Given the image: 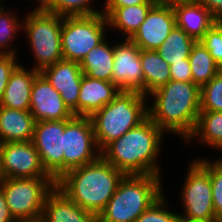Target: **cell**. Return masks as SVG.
<instances>
[{
    "mask_svg": "<svg viewBox=\"0 0 222 222\" xmlns=\"http://www.w3.org/2000/svg\"><path fill=\"white\" fill-rule=\"evenodd\" d=\"M165 132L149 117L109 143L101 156L125 175H162L158 160ZM160 161V163H159Z\"/></svg>",
    "mask_w": 222,
    "mask_h": 222,
    "instance_id": "cell-1",
    "label": "cell"
},
{
    "mask_svg": "<svg viewBox=\"0 0 222 222\" xmlns=\"http://www.w3.org/2000/svg\"><path fill=\"white\" fill-rule=\"evenodd\" d=\"M151 97L154 101L147 102L148 117L166 134H174L185 142L200 113V87L193 82L170 80L147 98Z\"/></svg>",
    "mask_w": 222,
    "mask_h": 222,
    "instance_id": "cell-2",
    "label": "cell"
},
{
    "mask_svg": "<svg viewBox=\"0 0 222 222\" xmlns=\"http://www.w3.org/2000/svg\"><path fill=\"white\" fill-rule=\"evenodd\" d=\"M124 176L100 156L87 165L65 172L56 181V187L70 200L98 217Z\"/></svg>",
    "mask_w": 222,
    "mask_h": 222,
    "instance_id": "cell-3",
    "label": "cell"
},
{
    "mask_svg": "<svg viewBox=\"0 0 222 222\" xmlns=\"http://www.w3.org/2000/svg\"><path fill=\"white\" fill-rule=\"evenodd\" d=\"M159 175H125L97 222H134L165 191Z\"/></svg>",
    "mask_w": 222,
    "mask_h": 222,
    "instance_id": "cell-4",
    "label": "cell"
},
{
    "mask_svg": "<svg viewBox=\"0 0 222 222\" xmlns=\"http://www.w3.org/2000/svg\"><path fill=\"white\" fill-rule=\"evenodd\" d=\"M147 102L148 98L138 91L121 90L113 101L90 117L100 151L148 117Z\"/></svg>",
    "mask_w": 222,
    "mask_h": 222,
    "instance_id": "cell-5",
    "label": "cell"
},
{
    "mask_svg": "<svg viewBox=\"0 0 222 222\" xmlns=\"http://www.w3.org/2000/svg\"><path fill=\"white\" fill-rule=\"evenodd\" d=\"M30 9L23 17V32L27 38L34 62L31 68L41 72L63 59L61 44L62 16L44 11L41 7Z\"/></svg>",
    "mask_w": 222,
    "mask_h": 222,
    "instance_id": "cell-6",
    "label": "cell"
},
{
    "mask_svg": "<svg viewBox=\"0 0 222 222\" xmlns=\"http://www.w3.org/2000/svg\"><path fill=\"white\" fill-rule=\"evenodd\" d=\"M55 186L52 177L4 178L0 183L11 215L17 222L41 218L46 196Z\"/></svg>",
    "mask_w": 222,
    "mask_h": 222,
    "instance_id": "cell-7",
    "label": "cell"
},
{
    "mask_svg": "<svg viewBox=\"0 0 222 222\" xmlns=\"http://www.w3.org/2000/svg\"><path fill=\"white\" fill-rule=\"evenodd\" d=\"M107 17L101 12L88 16H62L63 59L80 63L107 36Z\"/></svg>",
    "mask_w": 222,
    "mask_h": 222,
    "instance_id": "cell-8",
    "label": "cell"
},
{
    "mask_svg": "<svg viewBox=\"0 0 222 222\" xmlns=\"http://www.w3.org/2000/svg\"><path fill=\"white\" fill-rule=\"evenodd\" d=\"M189 164L179 192L184 208L183 214H179L181 222H214L216 215L209 172L196 159Z\"/></svg>",
    "mask_w": 222,
    "mask_h": 222,
    "instance_id": "cell-9",
    "label": "cell"
},
{
    "mask_svg": "<svg viewBox=\"0 0 222 222\" xmlns=\"http://www.w3.org/2000/svg\"><path fill=\"white\" fill-rule=\"evenodd\" d=\"M63 174L101 156L90 117L73 116L65 120L63 133Z\"/></svg>",
    "mask_w": 222,
    "mask_h": 222,
    "instance_id": "cell-10",
    "label": "cell"
},
{
    "mask_svg": "<svg viewBox=\"0 0 222 222\" xmlns=\"http://www.w3.org/2000/svg\"><path fill=\"white\" fill-rule=\"evenodd\" d=\"M64 130L65 120L37 121L32 138L43 168L55 181L63 175Z\"/></svg>",
    "mask_w": 222,
    "mask_h": 222,
    "instance_id": "cell-11",
    "label": "cell"
},
{
    "mask_svg": "<svg viewBox=\"0 0 222 222\" xmlns=\"http://www.w3.org/2000/svg\"><path fill=\"white\" fill-rule=\"evenodd\" d=\"M0 157L4 178L51 177L43 168L32 140L0 143Z\"/></svg>",
    "mask_w": 222,
    "mask_h": 222,
    "instance_id": "cell-12",
    "label": "cell"
},
{
    "mask_svg": "<svg viewBox=\"0 0 222 222\" xmlns=\"http://www.w3.org/2000/svg\"><path fill=\"white\" fill-rule=\"evenodd\" d=\"M123 40V41H122ZM114 45L112 82L123 91H138L144 95V76L140 61L141 49L130 39Z\"/></svg>",
    "mask_w": 222,
    "mask_h": 222,
    "instance_id": "cell-13",
    "label": "cell"
},
{
    "mask_svg": "<svg viewBox=\"0 0 222 222\" xmlns=\"http://www.w3.org/2000/svg\"><path fill=\"white\" fill-rule=\"evenodd\" d=\"M176 26L172 4L159 0L147 13L144 22L130 38L141 50H156Z\"/></svg>",
    "mask_w": 222,
    "mask_h": 222,
    "instance_id": "cell-14",
    "label": "cell"
},
{
    "mask_svg": "<svg viewBox=\"0 0 222 222\" xmlns=\"http://www.w3.org/2000/svg\"><path fill=\"white\" fill-rule=\"evenodd\" d=\"M30 112L35 121H60L74 115L64 104L59 92L39 73L32 85Z\"/></svg>",
    "mask_w": 222,
    "mask_h": 222,
    "instance_id": "cell-15",
    "label": "cell"
},
{
    "mask_svg": "<svg viewBox=\"0 0 222 222\" xmlns=\"http://www.w3.org/2000/svg\"><path fill=\"white\" fill-rule=\"evenodd\" d=\"M59 92L64 104L78 116V97L83 72L75 61L60 60L40 72Z\"/></svg>",
    "mask_w": 222,
    "mask_h": 222,
    "instance_id": "cell-16",
    "label": "cell"
},
{
    "mask_svg": "<svg viewBox=\"0 0 222 222\" xmlns=\"http://www.w3.org/2000/svg\"><path fill=\"white\" fill-rule=\"evenodd\" d=\"M174 9L176 26L200 41L216 20L198 0H168Z\"/></svg>",
    "mask_w": 222,
    "mask_h": 222,
    "instance_id": "cell-17",
    "label": "cell"
},
{
    "mask_svg": "<svg viewBox=\"0 0 222 222\" xmlns=\"http://www.w3.org/2000/svg\"><path fill=\"white\" fill-rule=\"evenodd\" d=\"M120 91L112 81L94 79L83 74L78 97V116L91 117L113 101Z\"/></svg>",
    "mask_w": 222,
    "mask_h": 222,
    "instance_id": "cell-18",
    "label": "cell"
},
{
    "mask_svg": "<svg viewBox=\"0 0 222 222\" xmlns=\"http://www.w3.org/2000/svg\"><path fill=\"white\" fill-rule=\"evenodd\" d=\"M41 219L43 222H97V217L70 200L56 186L46 196Z\"/></svg>",
    "mask_w": 222,
    "mask_h": 222,
    "instance_id": "cell-19",
    "label": "cell"
},
{
    "mask_svg": "<svg viewBox=\"0 0 222 222\" xmlns=\"http://www.w3.org/2000/svg\"><path fill=\"white\" fill-rule=\"evenodd\" d=\"M40 72L33 68L27 69L22 63L9 78L0 106L11 109L30 111V96L33 81Z\"/></svg>",
    "mask_w": 222,
    "mask_h": 222,
    "instance_id": "cell-20",
    "label": "cell"
},
{
    "mask_svg": "<svg viewBox=\"0 0 222 222\" xmlns=\"http://www.w3.org/2000/svg\"><path fill=\"white\" fill-rule=\"evenodd\" d=\"M35 123L30 111L0 106V143L32 140Z\"/></svg>",
    "mask_w": 222,
    "mask_h": 222,
    "instance_id": "cell-21",
    "label": "cell"
},
{
    "mask_svg": "<svg viewBox=\"0 0 222 222\" xmlns=\"http://www.w3.org/2000/svg\"><path fill=\"white\" fill-rule=\"evenodd\" d=\"M106 37L99 45L91 49L79 63L84 75L88 77L112 81L114 62V44Z\"/></svg>",
    "mask_w": 222,
    "mask_h": 222,
    "instance_id": "cell-22",
    "label": "cell"
},
{
    "mask_svg": "<svg viewBox=\"0 0 222 222\" xmlns=\"http://www.w3.org/2000/svg\"><path fill=\"white\" fill-rule=\"evenodd\" d=\"M155 4H138L118 7L108 17L109 30L121 32V39H130L144 22L147 13Z\"/></svg>",
    "mask_w": 222,
    "mask_h": 222,
    "instance_id": "cell-23",
    "label": "cell"
},
{
    "mask_svg": "<svg viewBox=\"0 0 222 222\" xmlns=\"http://www.w3.org/2000/svg\"><path fill=\"white\" fill-rule=\"evenodd\" d=\"M192 140V141H191ZM200 141L202 145L222 151V112L200 111L193 133L184 142ZM206 144V145H205ZM221 150V151H220Z\"/></svg>",
    "mask_w": 222,
    "mask_h": 222,
    "instance_id": "cell-24",
    "label": "cell"
},
{
    "mask_svg": "<svg viewBox=\"0 0 222 222\" xmlns=\"http://www.w3.org/2000/svg\"><path fill=\"white\" fill-rule=\"evenodd\" d=\"M140 61L144 76V96L148 97L171 80L170 65L156 50H141Z\"/></svg>",
    "mask_w": 222,
    "mask_h": 222,
    "instance_id": "cell-25",
    "label": "cell"
},
{
    "mask_svg": "<svg viewBox=\"0 0 222 222\" xmlns=\"http://www.w3.org/2000/svg\"><path fill=\"white\" fill-rule=\"evenodd\" d=\"M196 40L175 26L156 52L169 64L188 59Z\"/></svg>",
    "mask_w": 222,
    "mask_h": 222,
    "instance_id": "cell-26",
    "label": "cell"
},
{
    "mask_svg": "<svg viewBox=\"0 0 222 222\" xmlns=\"http://www.w3.org/2000/svg\"><path fill=\"white\" fill-rule=\"evenodd\" d=\"M188 60L193 83L200 88L219 73L215 60L200 41L193 45Z\"/></svg>",
    "mask_w": 222,
    "mask_h": 222,
    "instance_id": "cell-27",
    "label": "cell"
},
{
    "mask_svg": "<svg viewBox=\"0 0 222 222\" xmlns=\"http://www.w3.org/2000/svg\"><path fill=\"white\" fill-rule=\"evenodd\" d=\"M6 8V6L0 7V54L18 55L17 48H14L16 46L12 44H15L13 41L17 34L21 35L18 32L23 31V20L19 18L17 11L15 13Z\"/></svg>",
    "mask_w": 222,
    "mask_h": 222,
    "instance_id": "cell-28",
    "label": "cell"
},
{
    "mask_svg": "<svg viewBox=\"0 0 222 222\" xmlns=\"http://www.w3.org/2000/svg\"><path fill=\"white\" fill-rule=\"evenodd\" d=\"M94 0H47L41 8L60 16H88L101 13L94 7Z\"/></svg>",
    "mask_w": 222,
    "mask_h": 222,
    "instance_id": "cell-29",
    "label": "cell"
},
{
    "mask_svg": "<svg viewBox=\"0 0 222 222\" xmlns=\"http://www.w3.org/2000/svg\"><path fill=\"white\" fill-rule=\"evenodd\" d=\"M215 160L195 158L208 172L212 187L213 206L216 217L222 215V157Z\"/></svg>",
    "mask_w": 222,
    "mask_h": 222,
    "instance_id": "cell-30",
    "label": "cell"
},
{
    "mask_svg": "<svg viewBox=\"0 0 222 222\" xmlns=\"http://www.w3.org/2000/svg\"><path fill=\"white\" fill-rule=\"evenodd\" d=\"M167 195L163 193L152 205L143 212L134 222H181V218L175 209H170ZM167 200V201H166ZM168 207V208H167ZM173 212H172V211Z\"/></svg>",
    "mask_w": 222,
    "mask_h": 222,
    "instance_id": "cell-31",
    "label": "cell"
},
{
    "mask_svg": "<svg viewBox=\"0 0 222 222\" xmlns=\"http://www.w3.org/2000/svg\"><path fill=\"white\" fill-rule=\"evenodd\" d=\"M200 111L222 112V72L200 88Z\"/></svg>",
    "mask_w": 222,
    "mask_h": 222,
    "instance_id": "cell-32",
    "label": "cell"
},
{
    "mask_svg": "<svg viewBox=\"0 0 222 222\" xmlns=\"http://www.w3.org/2000/svg\"><path fill=\"white\" fill-rule=\"evenodd\" d=\"M200 42L215 60L217 70L222 72V22L216 21Z\"/></svg>",
    "mask_w": 222,
    "mask_h": 222,
    "instance_id": "cell-33",
    "label": "cell"
},
{
    "mask_svg": "<svg viewBox=\"0 0 222 222\" xmlns=\"http://www.w3.org/2000/svg\"><path fill=\"white\" fill-rule=\"evenodd\" d=\"M18 57V55L12 54H0V101L3 98L11 74L21 64L16 60Z\"/></svg>",
    "mask_w": 222,
    "mask_h": 222,
    "instance_id": "cell-34",
    "label": "cell"
},
{
    "mask_svg": "<svg viewBox=\"0 0 222 222\" xmlns=\"http://www.w3.org/2000/svg\"><path fill=\"white\" fill-rule=\"evenodd\" d=\"M170 73L171 80L193 82L190 63L188 59H183V62L171 64Z\"/></svg>",
    "mask_w": 222,
    "mask_h": 222,
    "instance_id": "cell-35",
    "label": "cell"
},
{
    "mask_svg": "<svg viewBox=\"0 0 222 222\" xmlns=\"http://www.w3.org/2000/svg\"><path fill=\"white\" fill-rule=\"evenodd\" d=\"M159 0H104L102 13L108 17L116 8L138 4H156Z\"/></svg>",
    "mask_w": 222,
    "mask_h": 222,
    "instance_id": "cell-36",
    "label": "cell"
},
{
    "mask_svg": "<svg viewBox=\"0 0 222 222\" xmlns=\"http://www.w3.org/2000/svg\"><path fill=\"white\" fill-rule=\"evenodd\" d=\"M216 21L222 22V0H198Z\"/></svg>",
    "mask_w": 222,
    "mask_h": 222,
    "instance_id": "cell-37",
    "label": "cell"
},
{
    "mask_svg": "<svg viewBox=\"0 0 222 222\" xmlns=\"http://www.w3.org/2000/svg\"><path fill=\"white\" fill-rule=\"evenodd\" d=\"M0 222H17L11 215L6 198L0 189Z\"/></svg>",
    "mask_w": 222,
    "mask_h": 222,
    "instance_id": "cell-38",
    "label": "cell"
},
{
    "mask_svg": "<svg viewBox=\"0 0 222 222\" xmlns=\"http://www.w3.org/2000/svg\"><path fill=\"white\" fill-rule=\"evenodd\" d=\"M35 2H37L35 5H37V7H41L47 0H33Z\"/></svg>",
    "mask_w": 222,
    "mask_h": 222,
    "instance_id": "cell-39",
    "label": "cell"
},
{
    "mask_svg": "<svg viewBox=\"0 0 222 222\" xmlns=\"http://www.w3.org/2000/svg\"><path fill=\"white\" fill-rule=\"evenodd\" d=\"M18 222H43L41 218L36 219V220H26V221H18Z\"/></svg>",
    "mask_w": 222,
    "mask_h": 222,
    "instance_id": "cell-40",
    "label": "cell"
},
{
    "mask_svg": "<svg viewBox=\"0 0 222 222\" xmlns=\"http://www.w3.org/2000/svg\"><path fill=\"white\" fill-rule=\"evenodd\" d=\"M4 179L3 173H2V168H1V157H0V183Z\"/></svg>",
    "mask_w": 222,
    "mask_h": 222,
    "instance_id": "cell-41",
    "label": "cell"
},
{
    "mask_svg": "<svg viewBox=\"0 0 222 222\" xmlns=\"http://www.w3.org/2000/svg\"><path fill=\"white\" fill-rule=\"evenodd\" d=\"M214 222H222V215L216 217V219L214 220Z\"/></svg>",
    "mask_w": 222,
    "mask_h": 222,
    "instance_id": "cell-42",
    "label": "cell"
},
{
    "mask_svg": "<svg viewBox=\"0 0 222 222\" xmlns=\"http://www.w3.org/2000/svg\"><path fill=\"white\" fill-rule=\"evenodd\" d=\"M2 0H0V7H5V4H4V6H3V4H1V3H3V2H1Z\"/></svg>",
    "mask_w": 222,
    "mask_h": 222,
    "instance_id": "cell-43",
    "label": "cell"
}]
</instances>
